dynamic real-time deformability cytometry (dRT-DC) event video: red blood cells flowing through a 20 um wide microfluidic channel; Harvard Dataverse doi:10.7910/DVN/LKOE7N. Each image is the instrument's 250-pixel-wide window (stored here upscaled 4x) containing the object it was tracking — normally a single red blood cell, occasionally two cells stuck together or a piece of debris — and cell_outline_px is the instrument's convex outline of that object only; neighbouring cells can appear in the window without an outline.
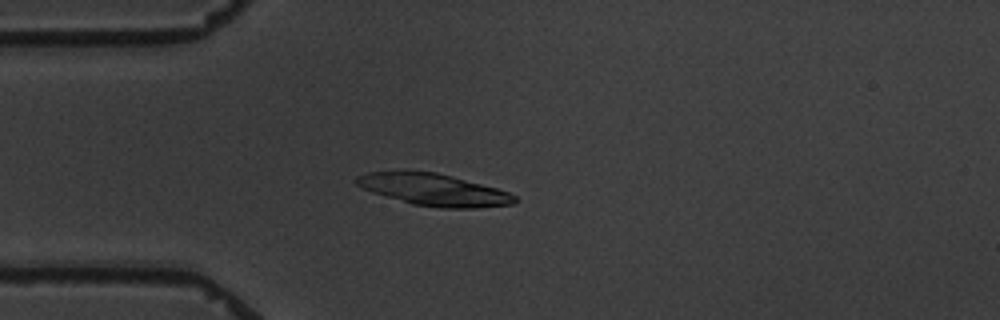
{"species": "common noctule bat (a hibernating species)", "species_latin": "Nyctalus noctula", "temperature_condition": "warm", "stored_images_in_passage": 1, "camera_frame_rate_fps": 3000, "um_per_image_px": 0.085, "animal": {"sex": "male", "body_mass_g": 19.5, "forearm_length_mm": 54.6}, "frame": {"image": 1, "passage_image": 1, "time_ms": 0.0, "image_size_px": [1000, 320], "cell_outline_px": [[516, 200], [512, 204], [476, 208], [440, 208], [412, 204], [372, 192], [356, 184], [352, 180], [356, 176], [368, 172], [404, 168], [436, 172], [452, 176], [496, 188], [508, 192], [516, 196]], "centroid_in_image_um": [36.77, 16.08], "position_along_channel_um": 48.2, "area_um2": 30.0}}